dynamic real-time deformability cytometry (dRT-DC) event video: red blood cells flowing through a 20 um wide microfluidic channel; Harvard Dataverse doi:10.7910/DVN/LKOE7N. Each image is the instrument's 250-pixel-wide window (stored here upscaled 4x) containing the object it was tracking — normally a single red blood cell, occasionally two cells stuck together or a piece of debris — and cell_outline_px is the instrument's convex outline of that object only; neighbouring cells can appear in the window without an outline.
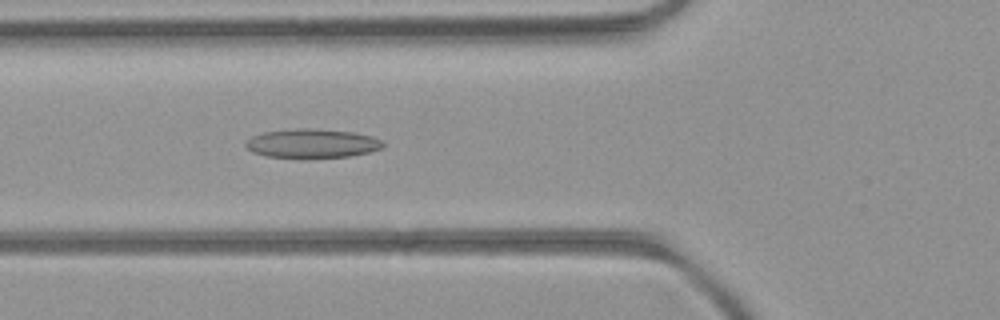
{"species": "common noctule bat (a hibernating species)", "species_latin": "Nyctalus noctula", "temperature_condition": "room temperature", "stored_images_in_passage": 43, "camera_frame_rate_fps": 3000, "um_per_image_px": 0.085, "animal": {"sex": "female", "body_mass_g": 21.9}, "frame": {"image": 1, "passage_image": 17, "time_ms": 5.333, "image_size_px": [1000, 320], "cell_outline_px": [[384, 148], [368, 152], [348, 156], [308, 160], [304, 160], [268, 156], [252, 152], [244, 144], [252, 136], [264, 132], [296, 128], [304, 128], [352, 132], [372, 136], [384, 140]], "centroid_in_image_um": [26.54, 12.22], "position_along_channel_um": 99.3, "area_um2": 23.76}}
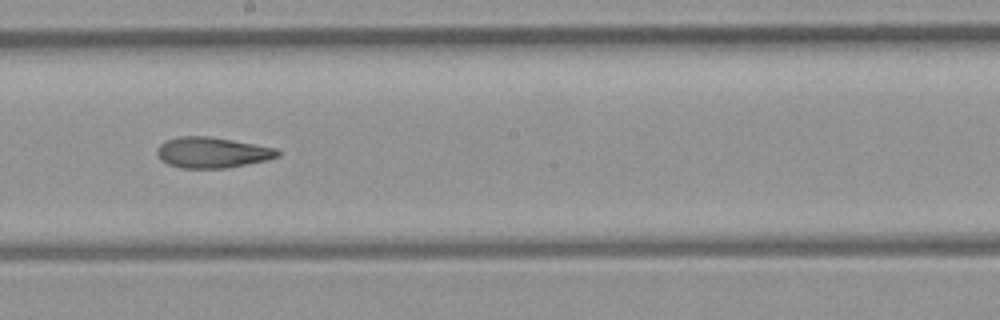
{"frame": {"image": 2, "passage_image": 26, "time_ms": 8.333, "image_size_px": [1000, 320], "cell_outline_px": [[280, 156], [268, 160], [228, 168], [184, 168], [168, 164], [160, 160], [156, 152], [156, 148], [164, 140], [180, 136], [208, 136], [232, 140], [276, 148], [280, 152]], "centroid_in_image_um": [18.02, 12.96], "position_along_channel_um": 230.2, "area_um2": 21.73}}
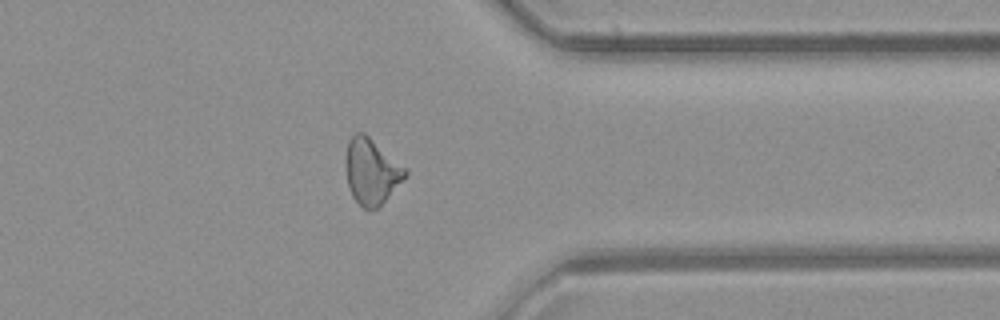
{"frame": {"image": 3, "passage_image": 37, "time_ms": 12.0, "image_size_px": [1000, 320], "cell_outline_px": [[408, 172], [380, 208], [368, 212], [352, 196], [348, 184], [344, 160], [348, 140], [356, 132], [364, 132], [404, 168]], "centroid_in_image_um": [31.52, 14.6], "position_along_channel_um": 379.9, "area_um2": 22.6}, "authors_computed_cell_mechanics": {"area_um2": 22.1952, "velocity_mm_per_s": 4.3351, "shape_relaxation_time_tau1_ms": null, "shape_relaxation_time_tau2_ms": 5.1455, "deformation_change_tau1": null, "deformation_change_tau2": 0.1528}}